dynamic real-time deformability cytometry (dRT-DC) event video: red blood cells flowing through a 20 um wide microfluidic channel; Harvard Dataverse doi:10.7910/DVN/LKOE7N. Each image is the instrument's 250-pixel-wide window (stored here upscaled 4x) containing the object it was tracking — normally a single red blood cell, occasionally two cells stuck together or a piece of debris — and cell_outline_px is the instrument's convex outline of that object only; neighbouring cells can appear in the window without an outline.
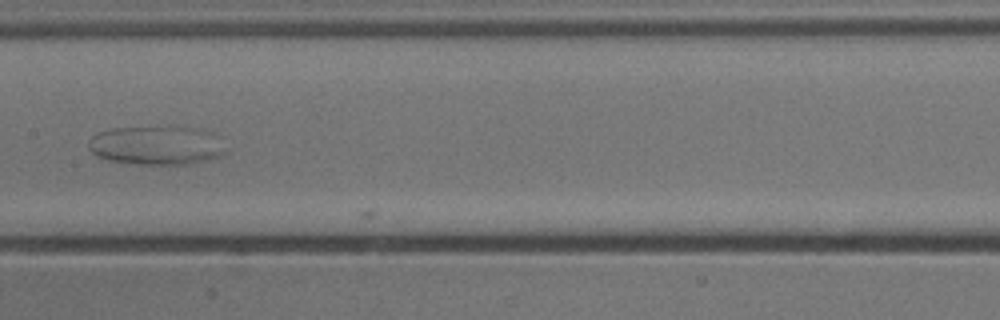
{"species": "common noctule bat (a hibernating species)", "species_latin": "Nyctalus noctula", "temperature_condition": "cold", "stored_images_in_passage": 16, "camera_frame_rate_fps": 3000, "um_per_image_px": 0.085, "animal": {"sex": "male", "body_mass_g": 13.3}, "frame": {"image": 1, "passage_image": 13, "time_ms": 4.0, "image_size_px": [1000, 320], "cell_outline_px": [[224, 152], [220, 156], [188, 164], [140, 164], [108, 160], [96, 156], [88, 148], [88, 140], [96, 132], [112, 128], [196, 128], [204, 132]], "centroid_in_image_um": [13.08, 12.38], "position_along_channel_um": 194.3, "area_um2": 29.65}}